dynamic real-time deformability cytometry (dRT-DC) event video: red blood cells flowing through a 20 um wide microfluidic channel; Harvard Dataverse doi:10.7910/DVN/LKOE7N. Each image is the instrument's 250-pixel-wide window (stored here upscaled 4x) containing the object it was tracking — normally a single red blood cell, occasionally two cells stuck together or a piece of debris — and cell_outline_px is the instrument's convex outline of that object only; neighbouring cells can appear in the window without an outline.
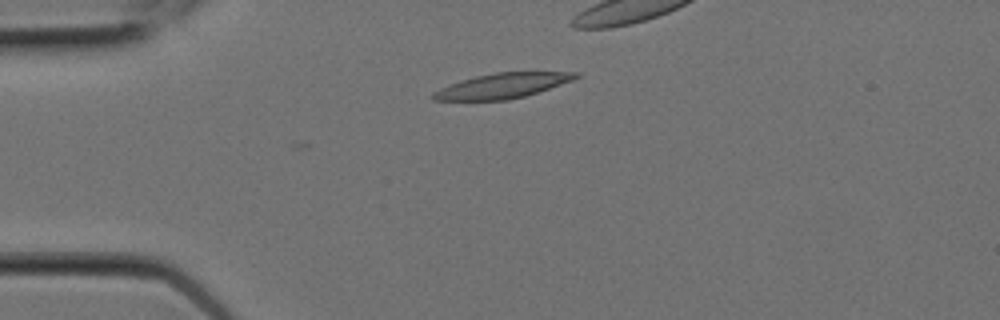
{"species": "Egyptian fruit bat (a non-hibernating species)", "species_latin": "Rousettus aegyptiacus", "temperature_condition": "room temperature", "stored_images_in_passage": 4, "camera_frame_rate_fps": 3000, "um_per_image_px": 0.085, "animal": {"sex": "female"}, "frame": {"image": 1, "passage_image": 4, "time_ms": 1.0, "image_size_px": [1000, 320], "cell_outline_px": [[580, 76], [572, 80], [524, 96], [508, 100], [432, 100], [428, 96], [432, 92], [440, 88], [460, 80], [476, 76], [496, 72], [580, 72]], "centroid_in_image_um": [42.63, 7.29], "position_along_channel_um": 42.4, "area_um2": 20.63}}